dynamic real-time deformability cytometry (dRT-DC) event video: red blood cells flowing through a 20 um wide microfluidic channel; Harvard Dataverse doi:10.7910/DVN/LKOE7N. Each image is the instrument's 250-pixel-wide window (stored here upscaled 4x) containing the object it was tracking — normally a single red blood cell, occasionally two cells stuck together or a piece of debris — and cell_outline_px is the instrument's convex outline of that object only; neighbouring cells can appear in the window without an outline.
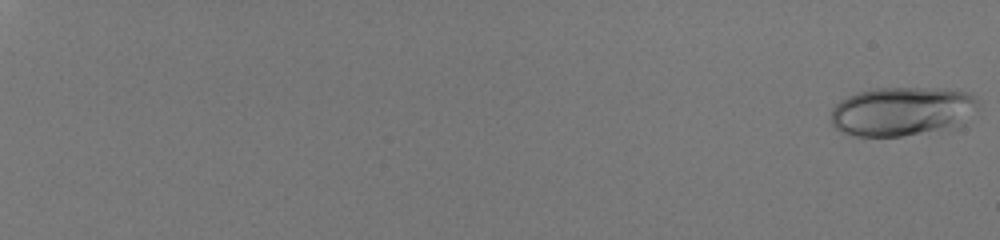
{"species": "human", "species_latin": "Homo sapiens", "temperature_condition": "room temperature", "stored_images_in_passage": 2, "camera_frame_rate_fps": 3000, "um_per_image_px": 0.085, "donor": {"sex": "male"}, "frame": {"image": 1, "passage_image": 1, "time_ms": 0.0, "image_size_px": [1000, 240], "cell_outline_px": [[976, 108], [964, 124], [956, 128], [900, 136], [852, 136], [840, 132], [832, 124], [832, 108], [840, 100], [848, 96], [860, 92], [876, 88], [956, 88], [968, 92], [976, 100]], "centroid_in_image_um": [76.7, 9.47], "position_along_channel_um": 8.3, "area_um2": 42.48}}